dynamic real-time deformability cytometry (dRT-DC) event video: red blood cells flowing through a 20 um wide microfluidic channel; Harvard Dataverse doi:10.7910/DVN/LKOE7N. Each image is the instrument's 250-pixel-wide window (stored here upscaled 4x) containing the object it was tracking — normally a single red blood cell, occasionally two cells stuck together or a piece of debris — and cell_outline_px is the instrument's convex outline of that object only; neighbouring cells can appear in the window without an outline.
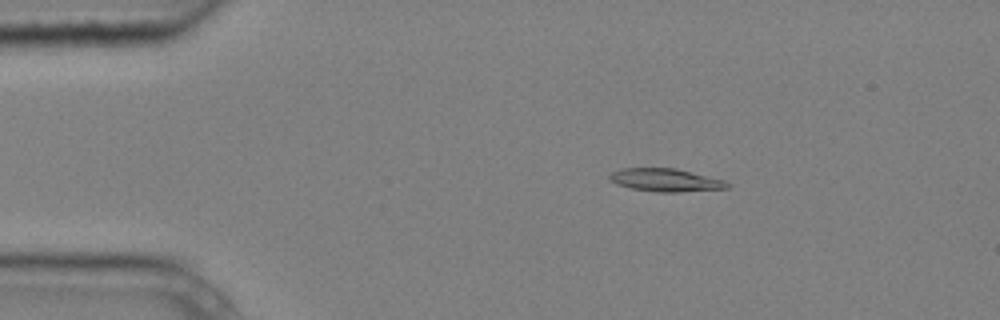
{"species": "common noctule bat (a hibernating species)", "species_latin": "Nyctalus noctula", "temperature_condition": "cold", "stored_images_in_passage": 4, "camera_frame_rate_fps": 3000, "um_per_image_px": 0.085, "animal": {"sex": "male", "body_mass_g": 20.4}, "frame": {"image": 1, "passage_image": 2, "time_ms": 0.333, "image_size_px": [1000, 320], "cell_outline_px": [[732, 184], [728, 188], [676, 192], [660, 192], [632, 188], [616, 184], [608, 176], [612, 172], [620, 168], [676, 168], [724, 180]], "centroid_in_image_um": [56.59, 15.3], "position_along_channel_um": 28.4, "area_um2": 15.61}}